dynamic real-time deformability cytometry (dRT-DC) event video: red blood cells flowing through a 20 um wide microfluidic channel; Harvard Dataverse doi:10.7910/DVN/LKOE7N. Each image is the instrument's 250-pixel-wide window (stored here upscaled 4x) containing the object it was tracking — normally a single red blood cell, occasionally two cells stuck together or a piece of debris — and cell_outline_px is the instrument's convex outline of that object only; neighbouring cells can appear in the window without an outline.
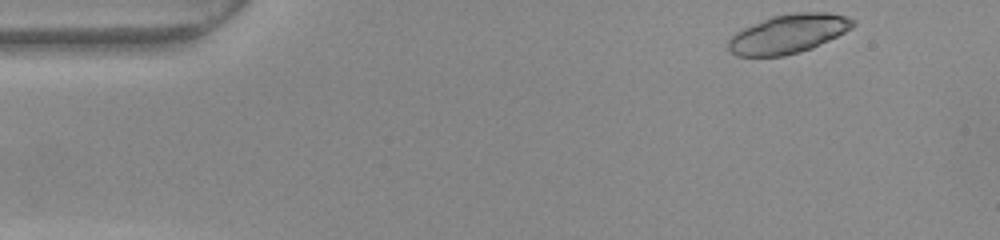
{"species": "common noctule bat (a hibernating species)", "species_latin": "Nyctalus noctula", "temperature_condition": "warm", "stored_images_in_passage": 49, "camera_frame_rate_fps": 3000, "um_per_image_px": 0.085, "animal": {"sex": "female", "body_mass_g": 22.0, "forearm_length_mm": 56.7}, "frame": {"image": 1, "passage_image": 1, "time_ms": 0.0, "image_size_px": [1000, 240], "cell_outline_px": [[856, 24], [852, 28], [812, 48], [800, 52], [784, 56], [736, 56], [728, 48], [728, 40], [736, 32], [744, 28], [772, 16], [796, 12], [828, 12], [844, 16], [856, 20]], "centroid_in_image_um": [67.02, 2.87], "position_along_channel_um": 18.0, "area_um2": 28.09}}